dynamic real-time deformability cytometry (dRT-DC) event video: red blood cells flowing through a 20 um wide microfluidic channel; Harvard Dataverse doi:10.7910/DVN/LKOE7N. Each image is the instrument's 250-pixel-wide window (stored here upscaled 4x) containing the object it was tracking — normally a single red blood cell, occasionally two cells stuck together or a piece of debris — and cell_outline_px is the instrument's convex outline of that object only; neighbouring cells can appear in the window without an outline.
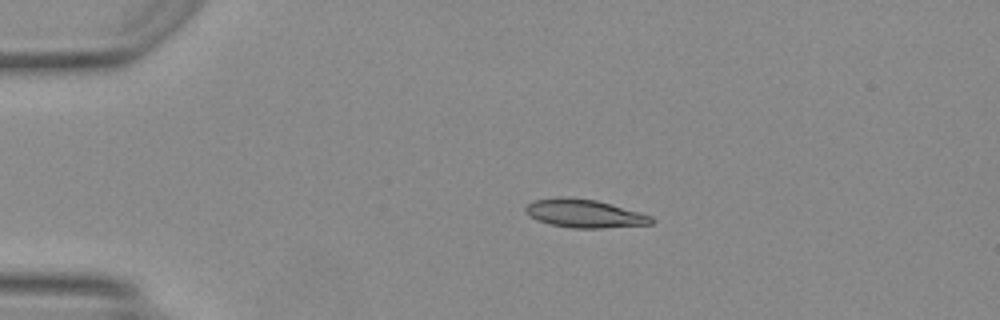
{"species": "Egyptian fruit bat (a non-hibernating species)", "species_latin": "Rousettus aegyptiacus", "temperature_condition": "warm", "stored_images_in_passage": 39, "camera_frame_rate_fps": 3000, "um_per_image_px": 0.085, "animal": {"sex": "female"}, "frame": {"image": 1, "passage_image": 1, "time_ms": 0.0, "image_size_px": [1000, 320], "cell_outline_px": [[656, 220], [652, 224], [600, 228], [572, 228], [552, 224], [536, 220], [528, 216], [524, 208], [528, 204], [536, 200], [564, 196], [568, 196], [596, 200], [652, 216]], "centroid_in_image_um": [49.67, 18.15], "position_along_channel_um": 35.3, "area_um2": 20.63}}
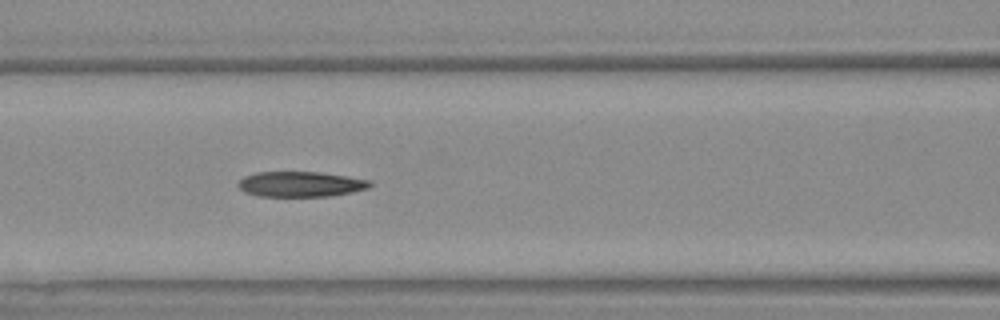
{"frame": {"image": 2, "passage_image": 12, "time_ms": 3.667, "image_size_px": [1000, 320], "cell_outline_px": [[372, 184], [368, 188], [352, 192], [328, 196], [256, 196], [244, 192], [236, 184], [244, 176], [256, 172], [320, 172], [368, 180]], "centroid_in_image_um": [25.49, 15.65], "position_along_channel_um": 141.1, "area_um2": 19.31}}
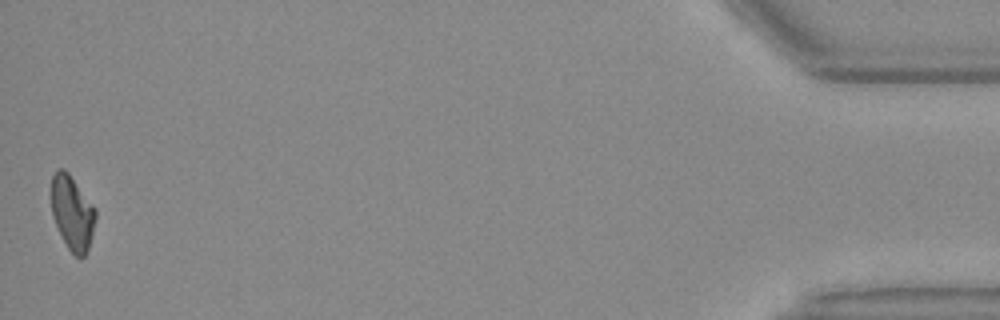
{"frame": {"image": 3, "passage_image": 39, "time_ms": 12.667, "image_size_px": [1000, 320], "cell_outline_px": [[96, 216], [88, 248], [84, 256], [76, 256], [68, 248], [52, 216], [52, 176], [60, 168], [64, 168], [68, 172], [96, 208]], "centroid_in_image_um": [6.15, 18.06], "position_along_channel_um": 429.0, "area_um2": 18.73}, "authors_computed_cell_mechanics": {"area_um2": 20.1144, "velocity_mm_per_s": 4.2031, "shape_relaxation_time_tau1_ms": null, "shape_relaxation_time_tau2_ms": 2.9341, "deformation_change_tau1": null, "deformation_change_tau2": 0.114}}